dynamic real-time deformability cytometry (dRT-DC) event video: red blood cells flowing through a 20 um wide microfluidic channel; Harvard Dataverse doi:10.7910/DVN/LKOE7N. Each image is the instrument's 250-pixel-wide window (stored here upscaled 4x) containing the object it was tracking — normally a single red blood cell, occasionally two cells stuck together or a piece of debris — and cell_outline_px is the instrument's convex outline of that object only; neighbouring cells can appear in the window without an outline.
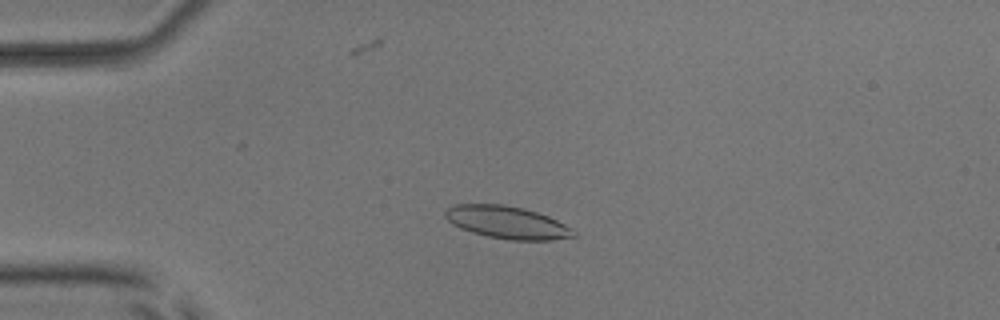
{"species": "common noctule bat (a hibernating species)", "species_latin": "Nyctalus noctula", "temperature_condition": "room temperature", "stored_images_in_passage": 56, "camera_frame_rate_fps": 3000, "um_per_image_px": 0.085, "animal": {"sex": "male", "body_mass_g": 17.9, "forearm_length_mm": 54.2}, "frame": {"image": 1, "passage_image": 14, "time_ms": 4.333, "image_size_px": [1000, 320], "cell_outline_px": [[576, 236], [552, 240], [508, 240], [488, 236], [472, 232], [460, 228], [452, 224], [444, 216], [444, 212], [452, 204], [504, 204], [524, 208], [548, 216], [572, 228], [576, 232]], "centroid_in_image_um": [43.09, 18.9], "position_along_channel_um": 41.9, "area_um2": 24.39}}
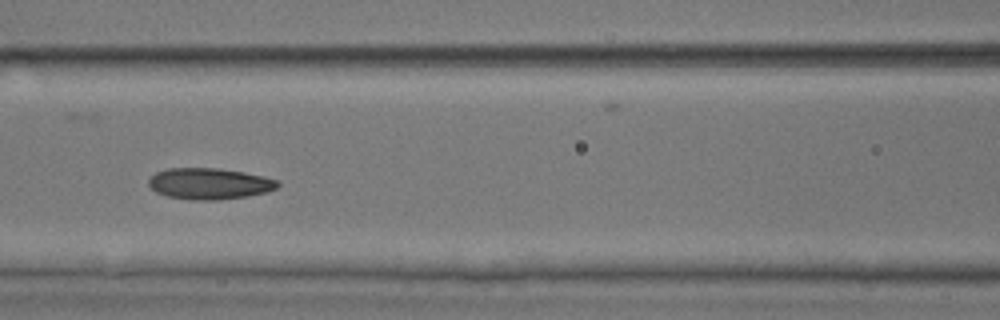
{"frame": {"image": 2, "passage_image": 25, "time_ms": 8.0, "image_size_px": [1000, 320], "cell_outline_px": [[280, 184], [276, 188], [268, 192], [248, 196], [216, 200], [192, 200], [168, 196], [156, 192], [148, 184], [148, 180], [156, 172], [168, 168], [220, 168], [244, 172], [264, 176], [280, 180]], "centroid_in_image_um": [17.84, 15.61], "position_along_channel_um": 148.8, "area_um2": 23.64}}
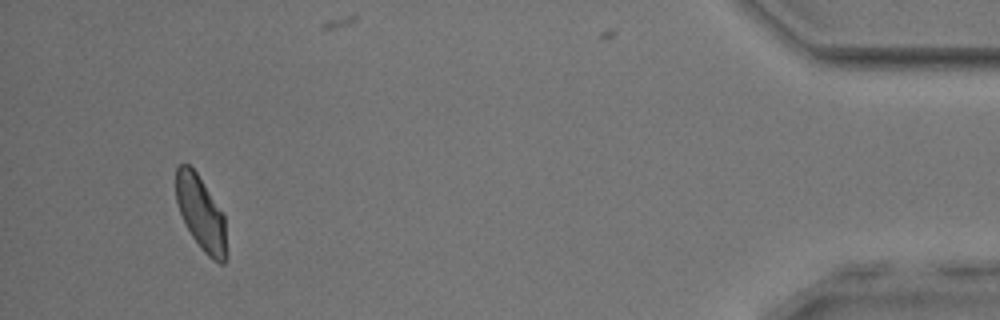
{"frame": {"image": 3, "passage_image": 52, "time_ms": 17.0, "image_size_px": [1000, 320], "cell_outline_px": [[228, 256], [224, 264], [220, 264], [212, 260], [204, 252], [192, 236], [180, 212], [176, 200], [176, 168], [180, 164], [188, 164], [196, 172], [224, 216], [228, 252]], "centroid_in_image_um": [17.11, 18.19], "position_along_channel_um": 418.1, "area_um2": 21.62}, "authors_computed_cell_mechanics": {"area_um2": 23.3801, "velocity_mm_per_s": 3.7669, "shape_relaxation_time_tau1_ms": 5.9123, "shape_relaxation_time_tau2_ms": 2.2308, "deformation_change_tau1": 0.1161, "deformation_change_tau2": 0.0745}}